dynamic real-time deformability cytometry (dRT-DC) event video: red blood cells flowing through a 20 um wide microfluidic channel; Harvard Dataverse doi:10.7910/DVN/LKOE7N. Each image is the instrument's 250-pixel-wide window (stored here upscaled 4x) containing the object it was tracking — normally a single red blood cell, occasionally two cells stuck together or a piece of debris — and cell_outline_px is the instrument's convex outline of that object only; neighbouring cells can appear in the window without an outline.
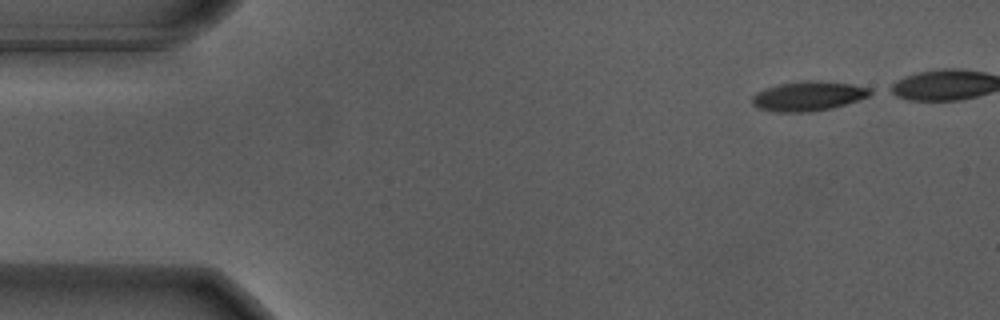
{"species": "Egyptian fruit bat (a non-hibernating species)", "species_latin": "Rousettus aegyptiacus", "temperature_condition": "warm", "stored_images_in_passage": 41, "camera_frame_rate_fps": 3000, "um_per_image_px": 0.085, "animal": {"sex": "male"}, "frame": {"image": 1, "passage_image": 1, "time_ms": 0.0, "image_size_px": [1000, 320], "cell_outline_px": [[876, 92], [868, 96], [832, 108], [812, 112], [776, 112], [756, 108], [752, 104], [752, 96], [756, 92], [764, 88], [780, 84], [804, 80], [816, 80], [852, 84], [868, 88]], "centroid_in_image_um": [68.66, 8.17], "position_along_channel_um": 16.3, "area_um2": 20.46}}
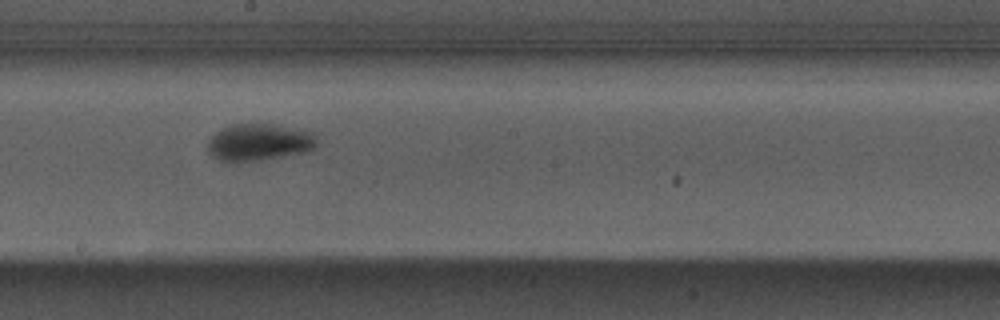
{"frame": {"image": 2, "passage_image": 26, "time_ms": 8.333, "image_size_px": [1000, 320], "cell_outline_px": [[316, 144], [312, 148], [304, 152], [260, 160], [220, 160], [212, 156], [208, 152], [208, 140], [216, 132], [232, 124], [272, 124], [312, 132], [316, 140]], "centroid_in_image_um": [21.99, 12.07], "position_along_channel_um": 226.2, "area_um2": 22.89}}
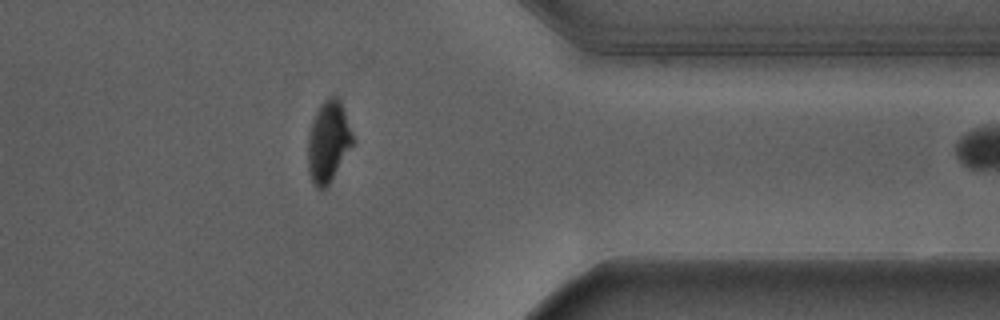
{"frame": {"image": 3, "passage_image": 40, "time_ms": 13.0, "image_size_px": [1000, 320], "cell_outline_px": [[356, 140], [328, 184], [320, 192], [316, 188], [312, 180], [308, 168], [308, 136], [312, 120], [320, 104], [328, 96], [336, 96], [340, 100]], "centroid_in_image_um": [27.92, 12.01], "position_along_channel_um": 383.5, "area_um2": 21.27}}